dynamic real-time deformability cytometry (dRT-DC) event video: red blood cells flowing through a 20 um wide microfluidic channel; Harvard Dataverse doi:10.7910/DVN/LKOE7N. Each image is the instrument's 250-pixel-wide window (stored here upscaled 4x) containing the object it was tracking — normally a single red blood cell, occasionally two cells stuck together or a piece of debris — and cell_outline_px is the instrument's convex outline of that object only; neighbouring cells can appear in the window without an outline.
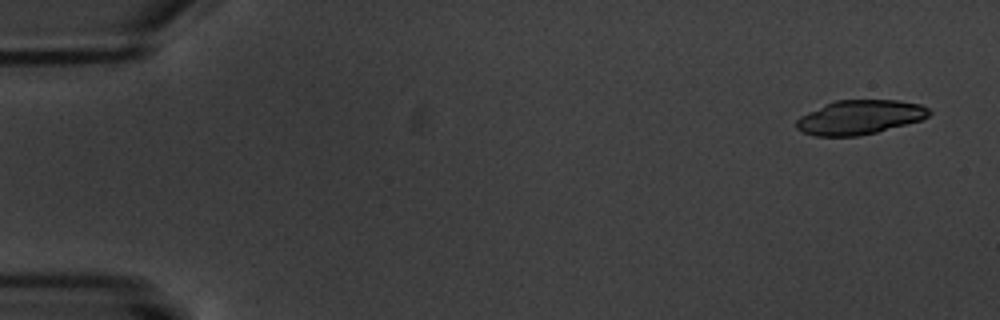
{"species": "common noctule bat (a hibernating species)", "species_latin": "Nyctalus noctula", "temperature_condition": "warm", "stored_images_in_passage": 8, "camera_frame_rate_fps": 3000, "um_per_image_px": 0.085, "animal": {"sex": "male", "body_mass_g": 20.1, "forearm_length_mm": 53.5}, "frame": {"image": 1, "passage_image": 1, "time_ms": 0.0, "image_size_px": [1000, 320], "cell_outline_px": [[932, 112], [928, 116], [920, 120], [876, 132], [856, 136], [816, 136], [804, 132], [796, 128], [796, 120], [800, 116], [824, 104], [836, 100], [896, 100], [920, 104], [928, 108]], "centroid_in_image_um": [73.06, 9.96], "position_along_channel_um": 11.9, "area_um2": 26.3}}
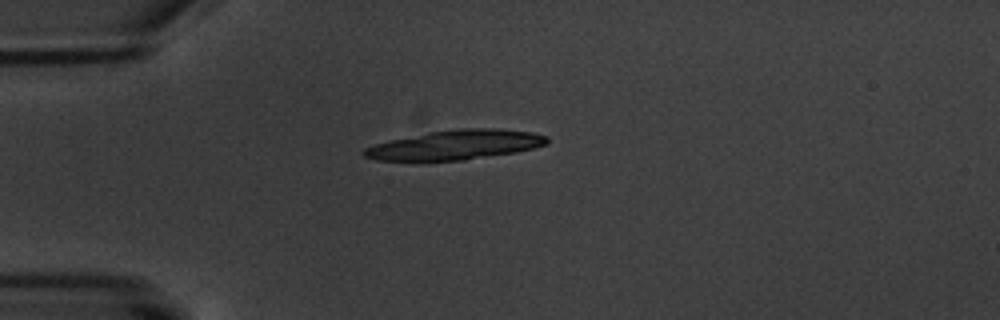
{"frame": {"image": 2, "passage_image": 5, "time_ms": 4.333, "image_size_px": [1000, 320], "cell_outline_px": [[548, 144], [516, 152], [464, 160], [416, 164], [376, 160], [364, 156], [360, 152], [364, 148], [376, 144], [392, 140], [432, 132], [460, 128], [492, 128], [532, 132], [548, 136]], "centroid_in_image_um": [38.63, 12.37], "position_along_channel_um": 46.4, "area_um2": 32.31}}